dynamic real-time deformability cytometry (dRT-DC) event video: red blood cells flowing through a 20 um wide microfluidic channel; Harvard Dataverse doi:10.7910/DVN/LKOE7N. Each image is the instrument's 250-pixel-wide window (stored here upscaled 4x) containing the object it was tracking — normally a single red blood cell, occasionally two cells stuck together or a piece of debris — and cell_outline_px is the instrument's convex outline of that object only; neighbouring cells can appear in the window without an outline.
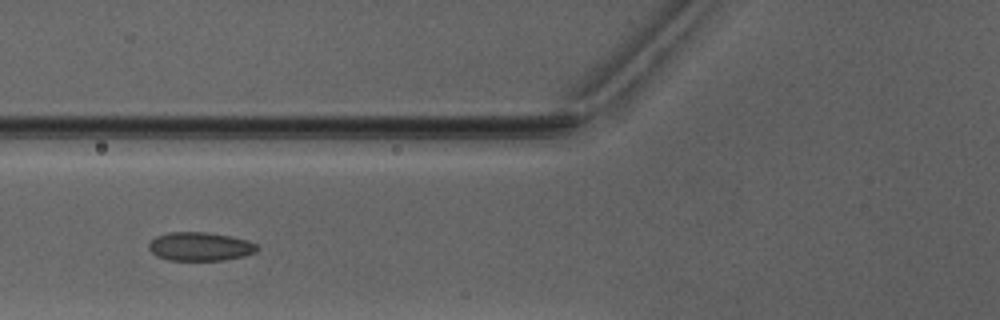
{"species": "Egyptian fruit bat (a non-hibernating species)", "species_latin": "Rousettus aegyptiacus", "temperature_condition": "warm", "stored_images_in_passage": 3, "camera_frame_rate_fps": 3000, "um_per_image_px": 0.085, "animal": {"sex": "male"}, "frame": {"image": 1, "passage_image": 2, "time_ms": 1.333, "image_size_px": [1000, 320], "cell_outline_px": [[260, 248], [256, 252], [244, 256], [224, 260], [168, 260], [156, 256], [148, 248], [148, 244], [156, 236], [168, 232], [208, 232], [232, 236], [248, 240], [256, 244]], "centroid_in_image_um": [17.02, 20.95], "position_along_channel_um": 108.8, "area_um2": 18.26}}
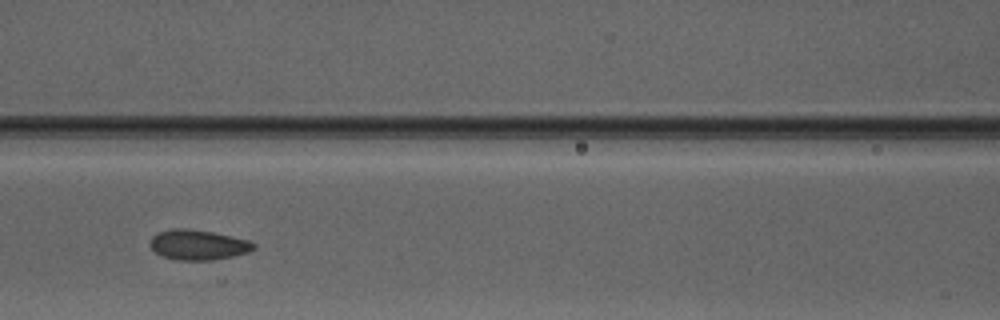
{"frame": {"image": 2, "passage_image": 3, "time_ms": 2.333, "image_size_px": [1000, 320], "cell_outline_px": [[256, 248], [248, 252], [232, 256], [212, 260], [176, 260], [160, 256], [148, 244], [152, 236], [156, 232], [172, 228], [184, 228], [212, 232], [232, 236], [248, 240], [256, 244]], "centroid_in_image_um": [16.8, 20.81], "position_along_channel_um": 149.8, "area_um2": 18.32}}